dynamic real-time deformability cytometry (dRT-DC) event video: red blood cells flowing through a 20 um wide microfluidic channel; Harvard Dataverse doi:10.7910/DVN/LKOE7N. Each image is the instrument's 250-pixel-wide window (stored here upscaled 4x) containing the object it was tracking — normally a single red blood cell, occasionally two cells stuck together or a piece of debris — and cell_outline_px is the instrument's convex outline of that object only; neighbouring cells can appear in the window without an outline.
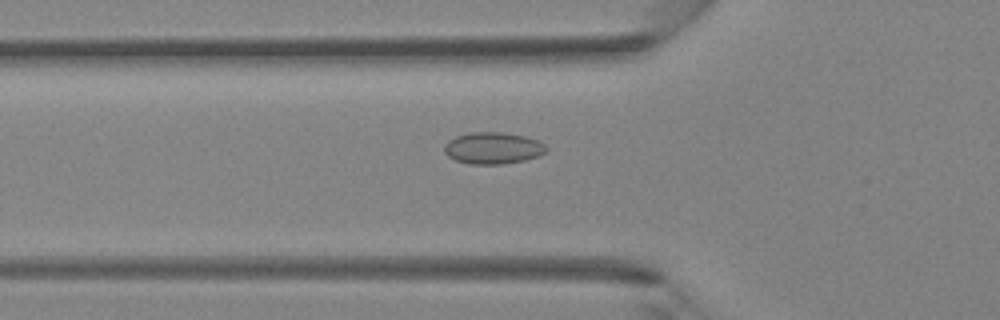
{"species": "Egyptian fruit bat (a non-hibernating species)", "species_latin": "Rousettus aegyptiacus", "temperature_condition": "room temperature", "stored_images_in_passage": 29, "camera_frame_rate_fps": 3000, "um_per_image_px": 0.085, "animal": {"sex": "female"}, "frame": {"image": 1, "passage_image": 2, "time_ms": 0.333, "image_size_px": [1000, 320], "cell_outline_px": [[548, 152], [540, 156], [524, 160], [500, 164], [468, 164], [456, 160], [448, 156], [444, 152], [444, 144], [448, 140], [456, 136], [472, 132], [504, 132], [524, 136], [536, 140], [544, 144], [548, 148]], "centroid_in_image_um": [41.91, 12.59], "position_along_channel_um": 83.9, "area_um2": 18.96}}
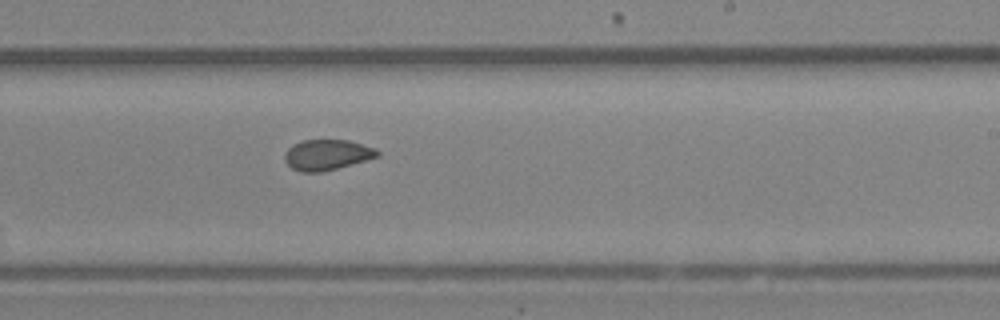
{"frame": {"image": 2, "passage_image": 13, "time_ms": 4.0, "image_size_px": [1000, 320], "cell_outline_px": [[380, 156], [336, 168], [320, 172], [300, 172], [292, 168], [284, 160], [284, 152], [292, 144], [300, 140], [348, 140], [376, 148], [380, 152]], "centroid_in_image_um": [27.77, 13.14], "position_along_channel_um": 261.2, "area_um2": 16.53}}
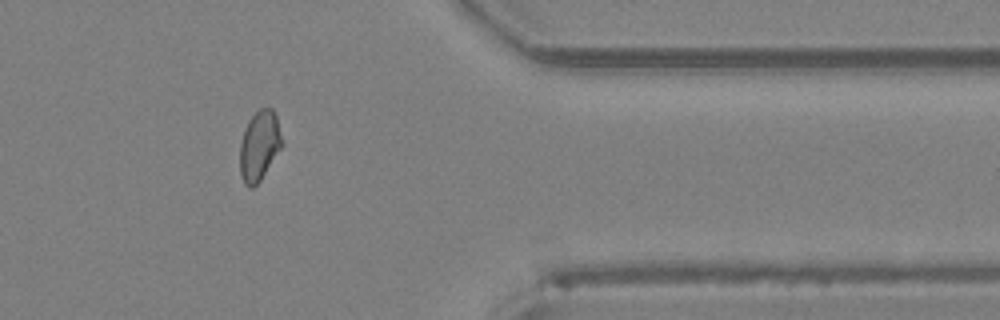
{"frame": {"image": 3, "passage_image": 22, "time_ms": 7.0, "image_size_px": [1000, 320], "cell_outline_px": [[284, 144], [260, 180], [252, 188], [248, 188], [244, 184], [240, 172], [240, 144], [244, 128], [248, 120], [260, 108], [272, 108], [276, 116]], "centroid_in_image_um": [22.04, 12.38], "position_along_channel_um": 389.4, "area_um2": 17.17}}